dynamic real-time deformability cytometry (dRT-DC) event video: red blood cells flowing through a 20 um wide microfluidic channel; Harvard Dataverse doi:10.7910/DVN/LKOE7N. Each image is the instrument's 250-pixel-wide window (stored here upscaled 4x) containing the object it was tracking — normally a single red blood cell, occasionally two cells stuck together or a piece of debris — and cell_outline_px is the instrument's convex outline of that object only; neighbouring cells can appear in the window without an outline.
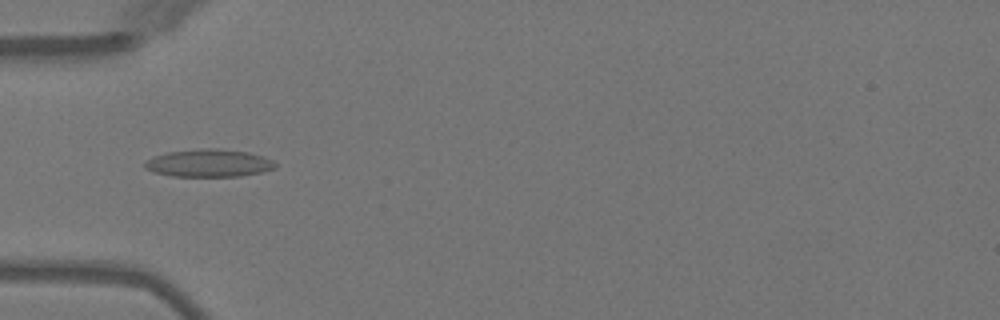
{"species": "Egyptian fruit bat (a non-hibernating species)", "species_latin": "Rousettus aegyptiacus", "temperature_condition": "warm", "stored_images_in_passage": 4, "camera_frame_rate_fps": 3000, "um_per_image_px": 0.085, "animal": {"sex": "female"}, "frame": {"image": 1, "passage_image": 4, "time_ms": 3.333, "image_size_px": [1000, 320], "cell_outline_px": [[276, 168], [260, 172], [240, 176], [172, 176], [156, 172], [144, 168], [144, 164], [152, 156], [168, 152], [200, 148], [216, 148], [248, 152], [264, 156], [272, 160], [276, 164]], "centroid_in_image_um": [17.76, 13.85], "position_along_channel_um": 67.2, "area_um2": 20.98}}